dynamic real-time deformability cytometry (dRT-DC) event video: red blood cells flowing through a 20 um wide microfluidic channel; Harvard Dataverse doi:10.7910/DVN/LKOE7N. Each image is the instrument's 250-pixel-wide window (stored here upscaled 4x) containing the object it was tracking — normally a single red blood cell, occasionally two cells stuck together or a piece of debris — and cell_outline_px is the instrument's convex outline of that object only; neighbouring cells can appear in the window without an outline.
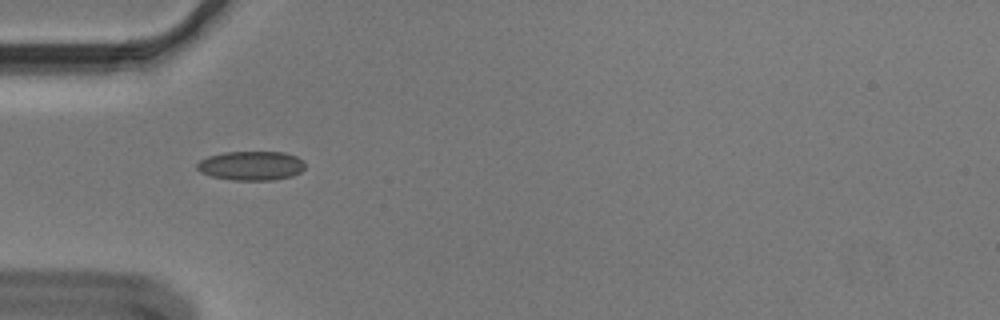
{"species": "Egyptian fruit bat (a non-hibernating species)", "species_latin": "Rousettus aegyptiacus", "temperature_condition": "cold", "stored_images_in_passage": 39, "segment_of_instrument_passage": [1, 2], "camera_frame_rate_fps": 3000, "um_per_image_px": 0.085, "animal": {"sex": "male"}, "frame": {"image": 1, "passage_image": 1, "time_ms": 0.0, "image_size_px": [1000, 320], "cell_outline_px": [[304, 168], [300, 172], [292, 176], [272, 180], [232, 180], [212, 176], [200, 172], [196, 168], [196, 164], [200, 160], [208, 156], [224, 152], [284, 152], [296, 156], [304, 160]], "centroid_in_image_um": [21.35, 14.08], "position_along_channel_um": 63.7, "area_um2": 18.44}}
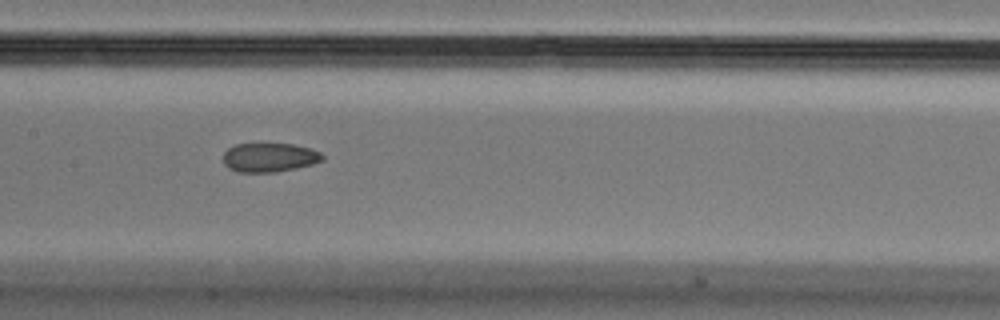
{"frame": {"image": 2, "passage_image": 11, "time_ms": 3.333, "image_size_px": [1000, 320], "cell_outline_px": [[324, 160], [312, 164], [296, 168], [276, 172], [240, 172], [228, 168], [224, 164], [224, 152], [228, 148], [236, 144], [292, 144], [312, 148], [320, 152], [324, 156]], "centroid_in_image_um": [22.92, 13.38], "position_along_channel_um": 184.5, "area_um2": 16.82}}
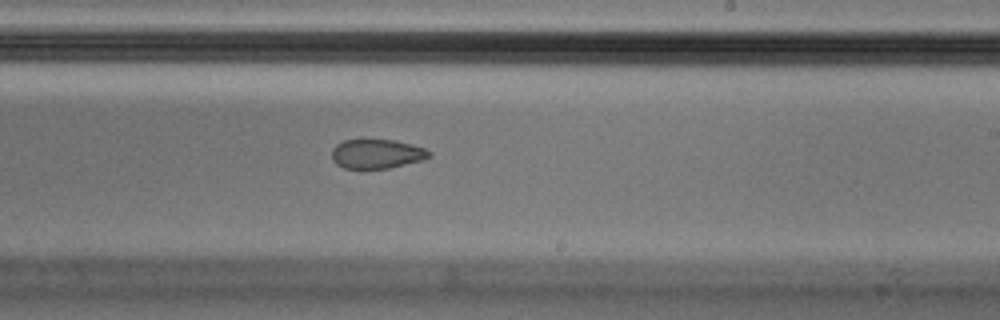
{"frame": {"image": 3, "passage_image": 17, "time_ms": 5.333, "image_size_px": [1000, 320], "cell_outline_px": [[432, 156], [424, 160], [388, 168], [344, 168], [336, 164], [332, 160], [332, 148], [336, 144], [344, 140], [360, 136], [396, 140], [424, 148], [432, 152]], "centroid_in_image_um": [32.0, 13.02], "position_along_channel_um": 257.0, "area_um2": 17.4}}